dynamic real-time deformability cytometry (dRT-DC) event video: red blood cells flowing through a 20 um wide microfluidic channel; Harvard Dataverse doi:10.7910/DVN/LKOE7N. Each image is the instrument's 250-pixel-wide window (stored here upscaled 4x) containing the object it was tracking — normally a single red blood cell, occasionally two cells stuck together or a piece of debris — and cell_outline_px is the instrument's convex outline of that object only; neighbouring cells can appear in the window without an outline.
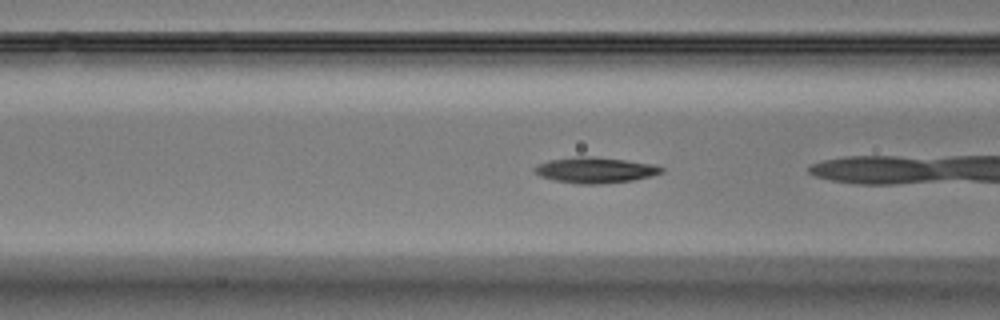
{"species": "Egyptian fruit bat (a non-hibernating species)", "species_latin": "Rousettus aegyptiacus", "temperature_condition": "warm", "stored_images_in_passage": 5, "camera_frame_rate_fps": 3000, "um_per_image_px": 0.085, "animal": {"sex": "male"}, "frame": {"image": 1, "passage_image": 4, "time_ms": 1.0, "image_size_px": [1000, 320], "cell_outline_px": [[664, 172], [652, 176], [632, 180], [600, 184], [576, 184], [556, 180], [540, 176], [532, 168], [548, 160], [580, 156], [588, 156], [624, 160], [656, 164], [664, 168]], "centroid_in_image_um": [50.63, 14.46], "position_along_channel_um": 116.0, "area_um2": 18.96}}